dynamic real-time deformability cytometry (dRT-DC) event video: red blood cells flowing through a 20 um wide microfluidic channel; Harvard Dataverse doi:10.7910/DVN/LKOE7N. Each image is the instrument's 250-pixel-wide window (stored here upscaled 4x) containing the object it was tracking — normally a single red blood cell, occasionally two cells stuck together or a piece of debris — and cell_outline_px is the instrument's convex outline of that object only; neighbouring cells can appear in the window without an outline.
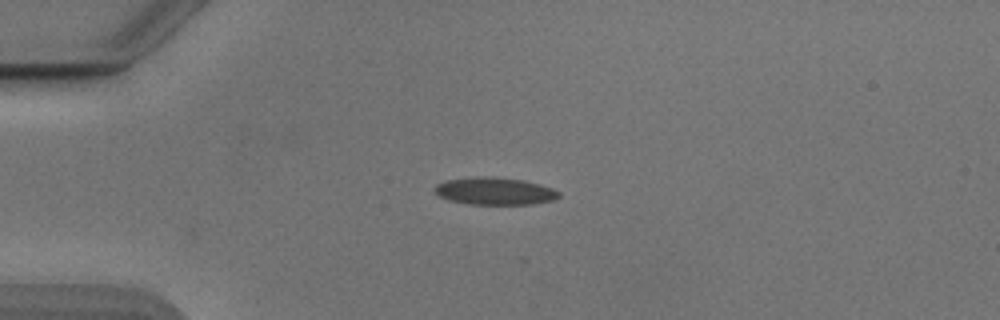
{"species": "Egyptian fruit bat (a non-hibernating species)", "species_latin": "Rousettus aegyptiacus", "temperature_condition": "cold", "stored_images_in_passage": 24, "camera_frame_rate_fps": 3000, "um_per_image_px": 0.085, "animal": {"sex": "male"}, "frame": {"image": 1, "passage_image": 1, "time_ms": 0.0, "image_size_px": [1000, 320], "cell_outline_px": [[560, 196], [556, 200], [532, 204], [468, 204], [448, 200], [440, 196], [432, 188], [436, 184], [448, 180], [476, 176], [492, 176], [524, 180], [540, 184], [552, 188], [560, 192]], "centroid_in_image_um": [42.07, 16.24], "position_along_channel_um": 42.9, "area_um2": 20.0}}
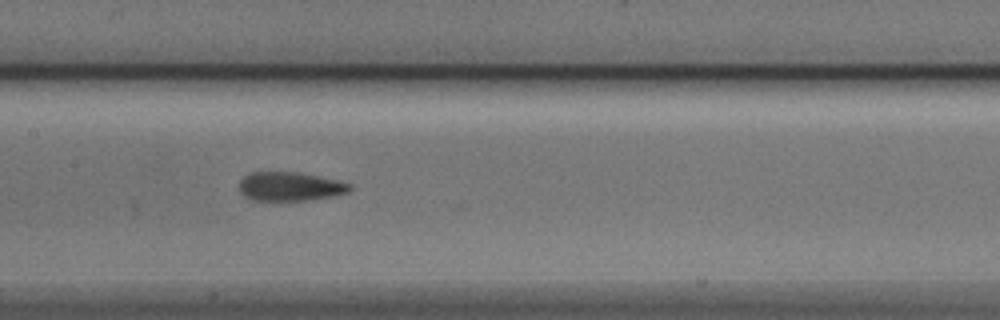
{"frame": {"image": 2, "passage_image": 14, "time_ms": 4.333, "image_size_px": [1000, 320], "cell_outline_px": [[352, 188], [348, 192], [332, 196], [308, 200], [252, 200], [244, 196], [240, 192], [240, 180], [244, 176], [252, 172], [296, 172], [336, 180], [352, 184]], "centroid_in_image_um": [24.64, 15.85], "position_along_channel_um": 182.8, "area_um2": 18.44}}
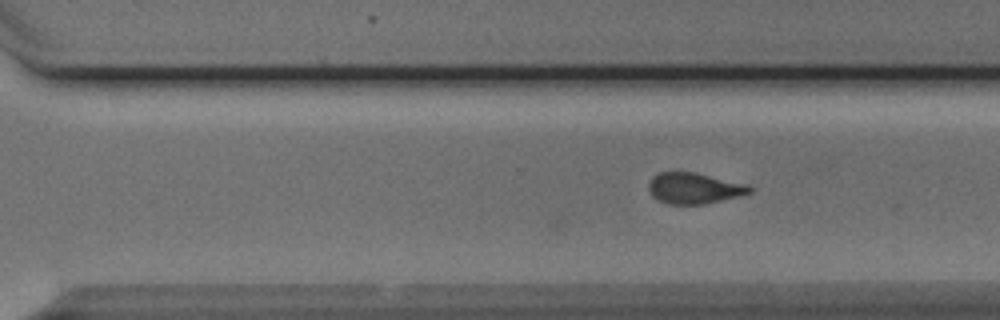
{"frame": {"image": 3, "passage_image": 24, "time_ms": 7.667, "image_size_px": [1000, 320], "cell_outline_px": [[752, 192], [740, 196], [704, 204], [668, 204], [656, 200], [652, 196], [648, 188], [648, 184], [652, 176], [660, 172], [696, 172], [748, 184], [752, 188]], "centroid_in_image_um": [59.0, 16.0], "position_along_channel_um": 311.6, "area_um2": 18.44}}